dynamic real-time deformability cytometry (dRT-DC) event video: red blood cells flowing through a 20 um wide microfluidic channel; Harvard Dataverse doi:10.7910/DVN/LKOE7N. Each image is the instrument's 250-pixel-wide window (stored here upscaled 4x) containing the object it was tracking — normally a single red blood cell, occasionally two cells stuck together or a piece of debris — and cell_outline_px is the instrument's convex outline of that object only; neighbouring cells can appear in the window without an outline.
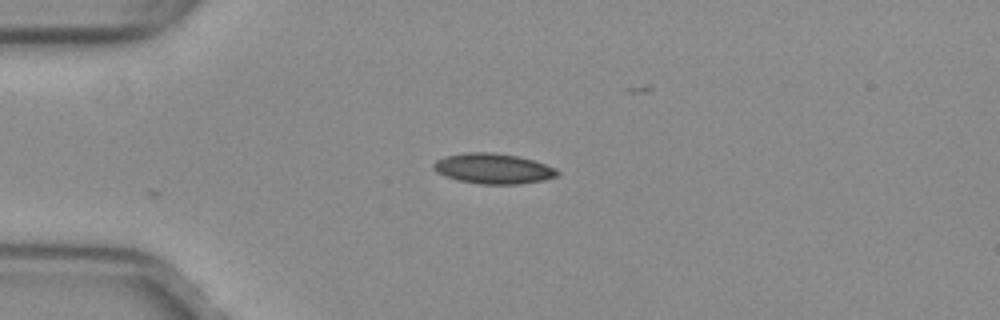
{"species": "common noctule bat (a hibernating species)", "species_latin": "Nyctalus noctula", "temperature_condition": "warm", "stored_images_in_passage": 7, "camera_frame_rate_fps": 3000, "um_per_image_px": 0.085, "animal": {"sex": "female", "body_mass_g": 29.2, "forearm_length_mm": 56.3}, "frame": {"image": 1, "passage_image": 1, "time_ms": 0.0, "image_size_px": [1000, 320], "cell_outline_px": [[560, 172], [556, 176], [544, 180], [520, 184], [480, 184], [456, 180], [444, 176], [436, 172], [432, 168], [432, 164], [436, 160], [444, 156], [464, 152], [492, 152], [520, 156], [556, 168]], "centroid_in_image_um": [41.88, 14.33], "position_along_channel_um": 43.1, "area_um2": 22.14}}
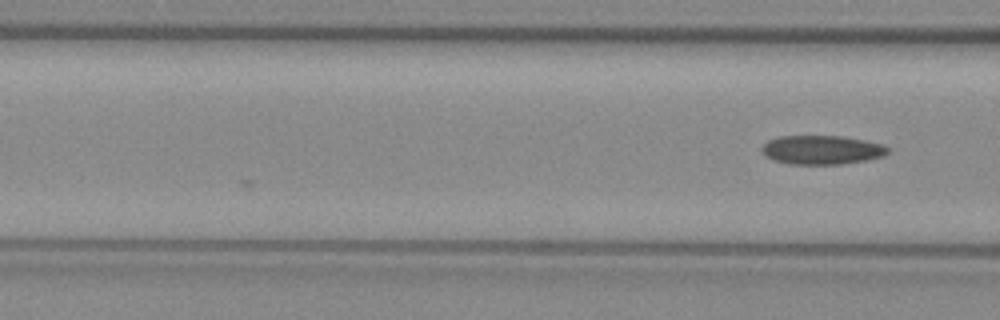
{"frame": {"image": 2, "passage_image": 7, "time_ms": 2.0, "image_size_px": [1000, 320], "cell_outline_px": [[888, 152], [884, 156], [868, 160], [840, 164], [788, 164], [772, 160], [764, 156], [760, 152], [760, 148], [768, 140], [780, 136], [840, 136], [864, 140], [880, 144], [888, 148]], "centroid_in_image_um": [69.79, 12.75], "position_along_channel_um": 96.8, "area_um2": 21.39}}